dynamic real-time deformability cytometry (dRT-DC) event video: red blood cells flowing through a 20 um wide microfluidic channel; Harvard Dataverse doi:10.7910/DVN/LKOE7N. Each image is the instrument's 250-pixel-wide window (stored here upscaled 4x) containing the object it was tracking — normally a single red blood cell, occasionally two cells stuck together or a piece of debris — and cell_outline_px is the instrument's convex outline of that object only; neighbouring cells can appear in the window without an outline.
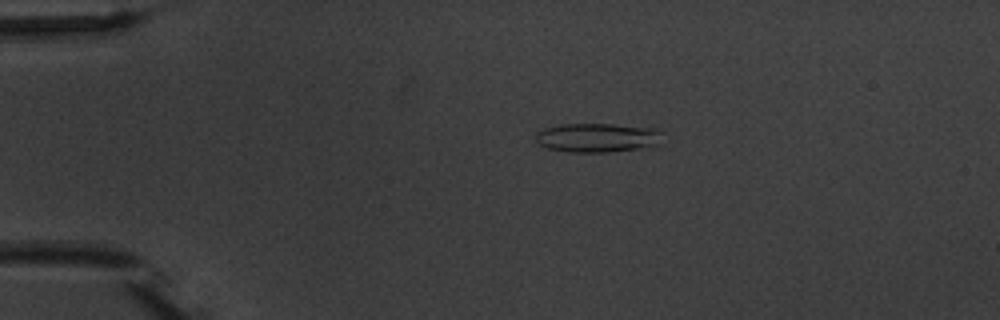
{"species": "common noctule bat (a hibernating species)", "species_latin": "Nyctalus noctula", "temperature_condition": "warm", "stored_images_in_passage": 5, "camera_frame_rate_fps": 3000, "um_per_image_px": 0.085, "animal": {"sex": "male", "body_mass_g": 20.1, "forearm_length_mm": 53.5}, "frame": {"image": 1, "passage_image": 4, "time_ms": 3.333, "image_size_px": [1000, 320], "cell_outline_px": [[660, 144], [612, 152], [568, 152], [548, 148], [536, 144], [536, 132], [544, 128], [560, 124], [612, 124], [656, 128], [660, 132]], "centroid_in_image_um": [50.72, 11.7], "position_along_channel_um": 34.3, "area_um2": 21.5}}